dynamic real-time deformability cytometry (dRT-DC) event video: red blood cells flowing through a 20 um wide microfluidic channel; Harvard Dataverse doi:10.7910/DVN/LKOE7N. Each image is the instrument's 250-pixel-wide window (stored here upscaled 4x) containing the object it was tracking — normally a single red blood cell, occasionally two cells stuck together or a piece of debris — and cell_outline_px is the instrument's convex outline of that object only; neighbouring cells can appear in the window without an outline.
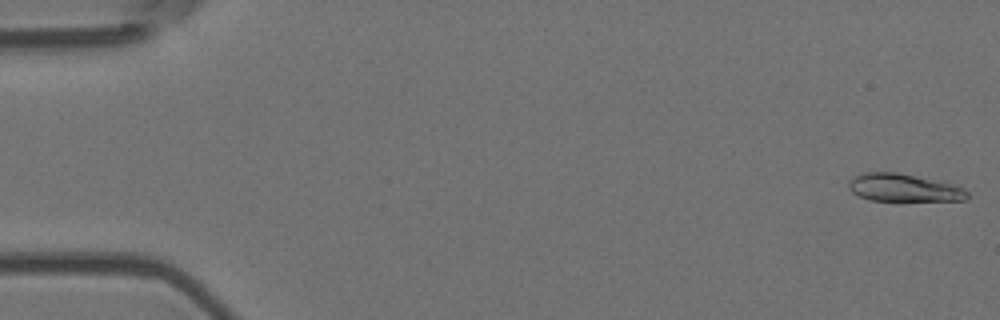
{"species": "Egyptian fruit bat (a non-hibernating species)", "species_latin": "Rousettus aegyptiacus", "temperature_condition": "room temperature", "stored_images_in_passage": 55, "camera_frame_rate_fps": 3000, "um_per_image_px": 0.085, "animal": {"sex": "female"}, "frame": {"image": 1, "passage_image": 1, "time_ms": 0.0, "image_size_px": [1000, 320], "cell_outline_px": [[968, 196], [964, 200], [872, 200], [860, 196], [852, 192], [848, 188], [848, 180], [864, 172], [896, 172], [944, 180], [964, 188], [968, 192]], "centroid_in_image_um": [76.85, 15.93], "position_along_channel_um": 8.2, "area_um2": 19.31}}
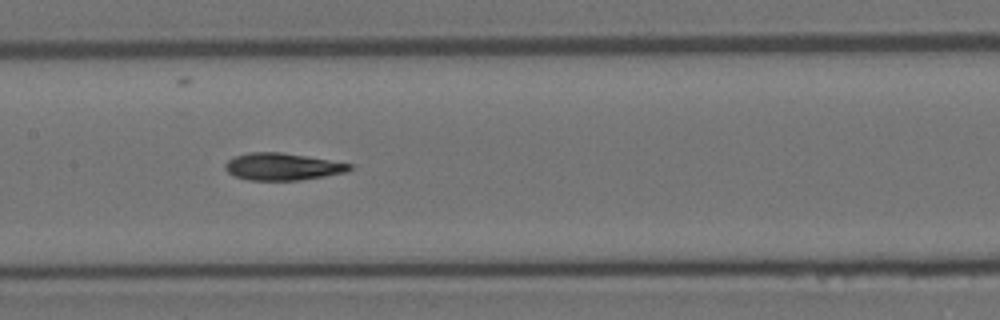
{"frame": {"image": 2, "passage_image": 27, "time_ms": 8.667, "image_size_px": [1000, 320], "cell_outline_px": [[352, 168], [348, 172], [300, 180], [248, 180], [236, 176], [228, 172], [224, 168], [224, 164], [228, 160], [236, 156], [248, 152], [280, 152], [352, 164]], "centroid_in_image_um": [23.99, 14.17], "position_along_channel_um": 183.4, "area_um2": 19.48}}
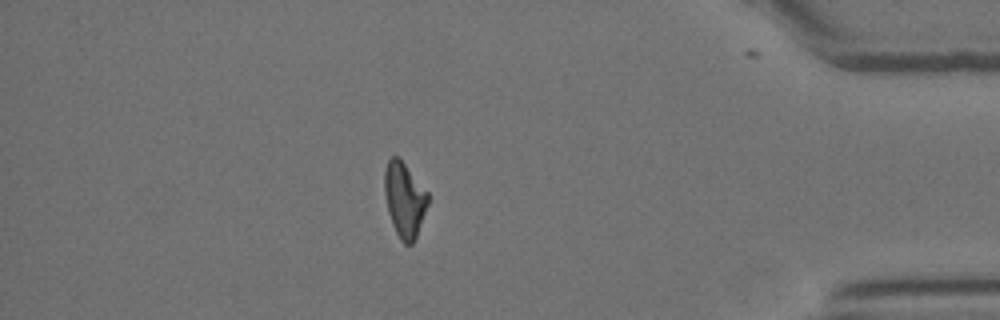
{"frame": {"image": 3, "passage_image": 48, "time_ms": 15.667, "image_size_px": [1000, 320], "cell_outline_px": [[428, 204], [416, 236], [412, 244], [404, 244], [400, 240], [392, 224], [388, 212], [384, 192], [384, 172], [388, 160], [392, 156], [400, 156], [428, 192]], "centroid_in_image_um": [34.37, 16.93], "position_along_channel_um": 400.8, "area_um2": 19.07}, "authors_computed_cell_mechanics": {"area_um2": 19.5364, "velocity_mm_per_s": 3.6693, "shape_relaxation_time_tau1_ms": 6.4611, "shape_relaxation_time_tau2_ms": 3.1845, "deformation_change_tau1": 0.192, "deformation_change_tau2": 0.1011}}